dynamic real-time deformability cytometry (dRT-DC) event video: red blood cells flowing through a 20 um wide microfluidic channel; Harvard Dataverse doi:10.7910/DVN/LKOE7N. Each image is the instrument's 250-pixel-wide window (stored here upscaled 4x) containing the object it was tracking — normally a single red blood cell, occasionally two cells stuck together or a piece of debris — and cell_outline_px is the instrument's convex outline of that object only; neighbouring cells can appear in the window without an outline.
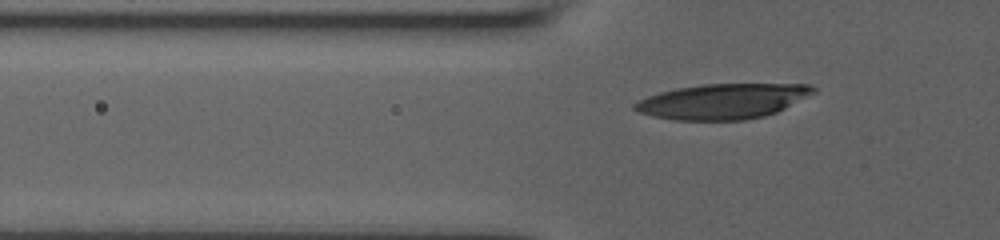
{"species": "human", "species_latin": "Homo sapiens", "temperature_condition": "room temperature", "stored_images_in_passage": 41, "camera_frame_rate_fps": 3000, "um_per_image_px": 0.085, "donor": {"sex": "male"}, "frame": {"image": 1, "passage_image": 12, "time_ms": 3.667, "image_size_px": [1000, 240], "cell_outline_px": [[816, 92], [776, 112], [764, 116], [744, 120], [672, 120], [652, 116], [636, 112], [632, 108], [632, 104], [636, 100], [660, 92], [676, 88], [704, 84], [812, 84], [816, 88]], "centroid_in_image_um": [61.38, 8.61], "position_along_channel_um": 64.4, "area_um2": 36.82}}
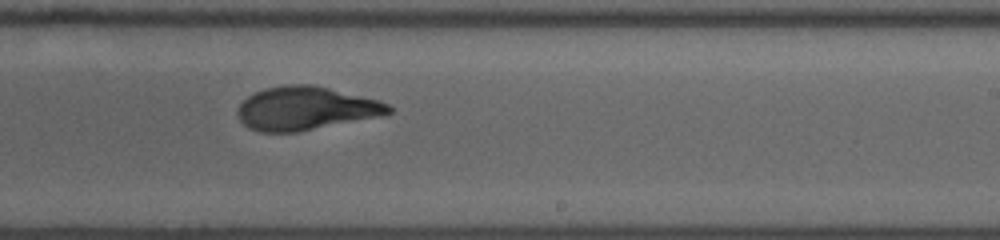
{"frame": {"image": 2, "passage_image": 28, "time_ms": 9.0, "image_size_px": [1000, 240], "cell_outline_px": [[392, 112], [380, 116], [296, 132], [260, 132], [248, 128], [240, 120], [236, 112], [240, 104], [248, 96], [264, 88], [288, 84], [312, 84], [380, 100], [388, 104], [392, 108]], "centroid_in_image_um": [25.97, 9.21], "position_along_channel_um": 263.0, "area_um2": 38.09}}
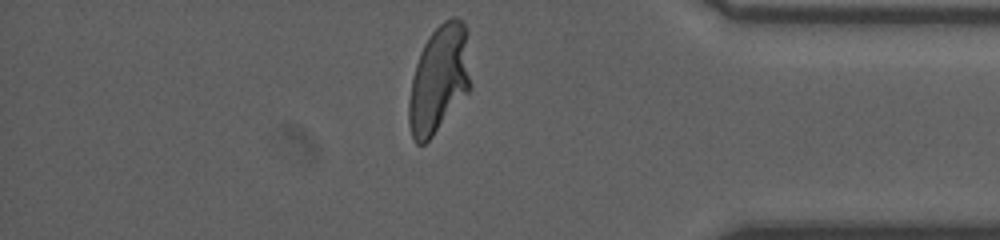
{"frame": {"image": 3, "passage_image": 40, "time_ms": 13.0, "image_size_px": [1000, 240], "cell_outline_px": [[472, 88], [432, 136], [424, 144], [416, 144], [412, 136], [408, 124], [408, 100], [412, 76], [420, 52], [428, 36], [444, 20], [452, 16], [456, 16], [464, 24], [468, 32]], "centroid_in_image_um": [37.34, 6.71], "position_along_channel_um": 397.9, "area_um2": 39.36}, "authors_computed_cell_mechanics": {"area_um2": 37.9746, "velocity_mm_per_s": 3.8808, "shape_relaxation_time_tau1_ms": 6.7608, "shape_relaxation_time_tau2_ms": 0.7481, "deformation_change_tau1": 0.2444, "deformation_change_tau2": 0.0649}}